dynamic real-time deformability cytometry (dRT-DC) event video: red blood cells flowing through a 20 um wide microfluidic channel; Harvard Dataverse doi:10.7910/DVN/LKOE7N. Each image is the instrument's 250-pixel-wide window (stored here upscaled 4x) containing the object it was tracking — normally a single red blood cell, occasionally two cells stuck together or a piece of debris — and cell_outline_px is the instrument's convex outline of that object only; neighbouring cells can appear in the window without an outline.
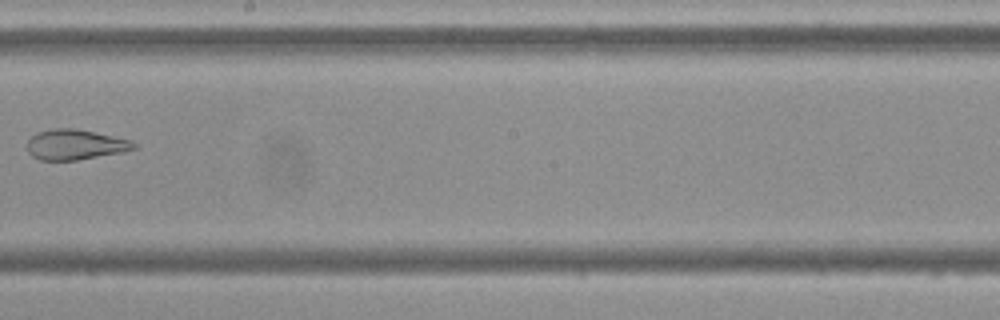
{"species": "Egyptian fruit bat (a non-hibernating species)", "species_latin": "Rousettus aegyptiacus", "temperature_condition": "cold", "stored_images_in_passage": 8, "camera_frame_rate_fps": 3000, "um_per_image_px": 0.085, "frame": {"image": 1, "passage_image": 8, "time_ms": 9.333, "image_size_px": [1000, 320], "cell_outline_px": [[136, 148], [124, 152], [76, 160], [40, 160], [32, 156], [28, 152], [28, 140], [36, 132], [52, 128], [76, 128], [132, 140], [136, 144]], "centroid_in_image_um": [6.4, 12.28], "position_along_channel_um": 241.8, "area_um2": 18.9}}